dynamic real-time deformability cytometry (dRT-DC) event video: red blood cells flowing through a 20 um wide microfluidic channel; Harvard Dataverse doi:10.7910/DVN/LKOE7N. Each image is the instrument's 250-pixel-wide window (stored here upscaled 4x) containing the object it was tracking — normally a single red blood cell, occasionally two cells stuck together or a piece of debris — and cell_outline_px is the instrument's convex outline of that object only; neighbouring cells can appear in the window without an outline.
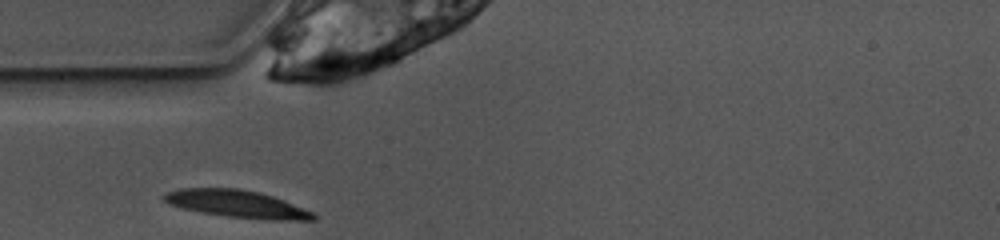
{"species": "common noctule bat (a hibernating species)", "species_latin": "Nyctalus noctula", "temperature_condition": "warm", "stored_images_in_passage": 24, "camera_frame_rate_fps": 3000, "um_per_image_px": 0.085, "animal": {"sex": "female", "body_mass_g": 10.0, "forearm_length_mm": 53.1}, "frame": {"image": 1, "passage_image": 1, "time_ms": 0.0, "image_size_px": [1000, 240], "cell_outline_px": [[316, 220], [268, 220], [228, 216], [200, 212], [180, 208], [168, 204], [160, 196], [164, 192], [180, 188], [240, 188], [260, 192], [284, 200], [312, 212], [316, 216]], "centroid_in_image_um": [20.08, 17.32], "position_along_channel_um": 64.9, "area_um2": 23.99}}
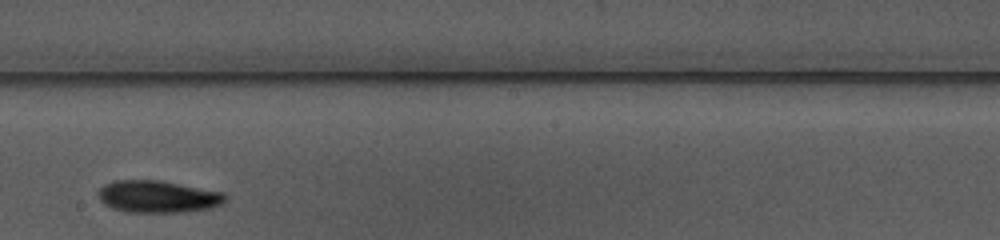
{"frame": {"image": 2, "passage_image": 14, "time_ms": 4.333, "image_size_px": [1000, 240], "cell_outline_px": [[228, 196], [224, 204], [212, 208], [180, 212], [124, 212], [112, 208], [104, 204], [96, 196], [96, 192], [104, 184], [112, 180], [160, 180], [224, 192]], "centroid_in_image_um": [13.41, 16.71], "position_along_channel_um": 234.8, "area_um2": 24.22}}
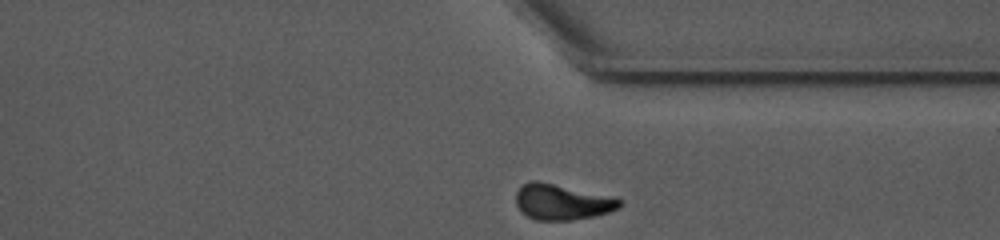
{"frame": {"image": 3, "passage_image": 24, "time_ms": 7.667, "image_size_px": [1000, 240], "cell_outline_px": [[624, 204], [620, 208], [596, 216], [572, 220], [536, 220], [528, 216], [516, 204], [516, 192], [524, 184], [532, 180], [536, 180], [616, 196], [624, 200]], "centroid_in_image_um": [47.87, 17.16], "position_along_channel_um": 363.5, "area_um2": 21.85}, "authors_computed_cell_mechanics": {"area_um2": 22.7732, "velocity_mm_per_s": 3.8887, "shape_relaxation_time_tau1_ms": 2.6341, "shape_relaxation_time_tau2_ms": null, "deformation_change_tau1": 0.1233, "deformation_change_tau2": null}}